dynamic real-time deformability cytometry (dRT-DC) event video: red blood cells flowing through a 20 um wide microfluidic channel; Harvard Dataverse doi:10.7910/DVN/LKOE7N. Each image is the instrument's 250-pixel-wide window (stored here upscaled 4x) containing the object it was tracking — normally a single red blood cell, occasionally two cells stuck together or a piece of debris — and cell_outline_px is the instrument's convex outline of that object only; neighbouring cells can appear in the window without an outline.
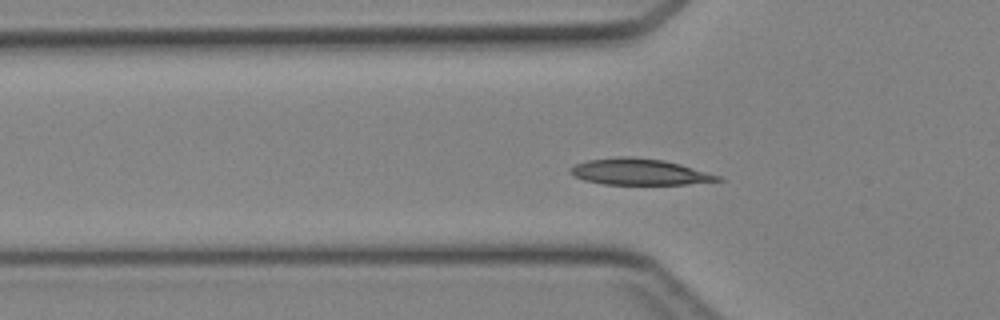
{"species": "Egyptian fruit bat (a non-hibernating species)", "species_latin": "Rousettus aegyptiacus", "temperature_condition": "cold", "stored_images_in_passage": 43, "camera_frame_rate_fps": 3000, "um_per_image_px": 0.085, "animal": {"sex": "female"}, "frame": {"image": 1, "passage_image": 12, "time_ms": 3.667, "image_size_px": [1000, 320], "cell_outline_px": [[724, 180], [684, 184], [604, 184], [584, 180], [576, 176], [572, 172], [572, 168], [576, 164], [588, 160], [620, 156], [632, 156], [664, 160], [680, 164], [720, 176]], "centroid_in_image_um": [54.37, 14.6], "position_along_channel_um": 71.4, "area_um2": 22.14}}
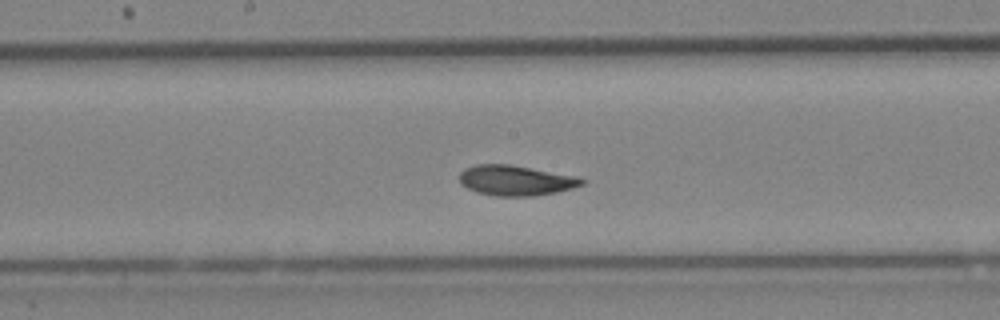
{"frame": {"image": 2, "passage_image": 21, "time_ms": 6.667, "image_size_px": [1000, 320], "cell_outline_px": [[588, 180], [584, 184], [572, 188], [556, 192], [532, 196], [496, 196], [476, 192], [460, 184], [460, 172], [464, 168], [476, 164], [508, 164], [576, 176]], "centroid_in_image_um": [43.83, 15.33], "position_along_channel_um": 204.4, "area_um2": 21.56}}
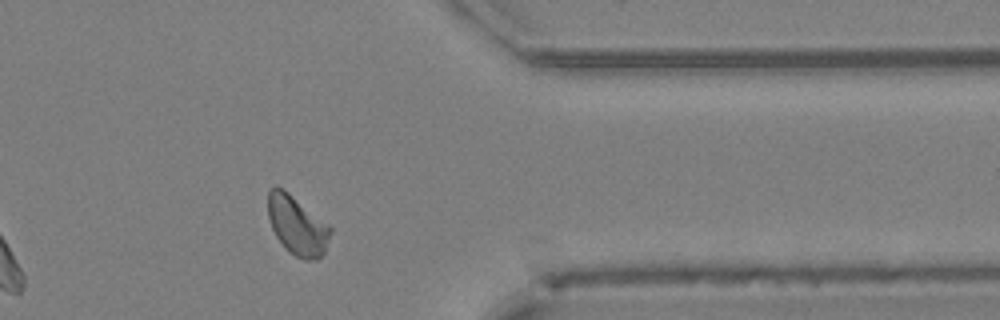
{"frame": {"image": 3, "passage_image": 34, "time_ms": 11.0, "image_size_px": [1000, 320], "cell_outline_px": [[332, 232], [324, 252], [316, 260], [304, 260], [288, 252], [284, 248], [276, 236], [272, 228], [268, 216], [268, 192], [276, 184], [284, 188], [332, 228]], "centroid_in_image_um": [25.24, 19.16], "position_along_channel_um": 386.2, "area_um2": 21.5}}